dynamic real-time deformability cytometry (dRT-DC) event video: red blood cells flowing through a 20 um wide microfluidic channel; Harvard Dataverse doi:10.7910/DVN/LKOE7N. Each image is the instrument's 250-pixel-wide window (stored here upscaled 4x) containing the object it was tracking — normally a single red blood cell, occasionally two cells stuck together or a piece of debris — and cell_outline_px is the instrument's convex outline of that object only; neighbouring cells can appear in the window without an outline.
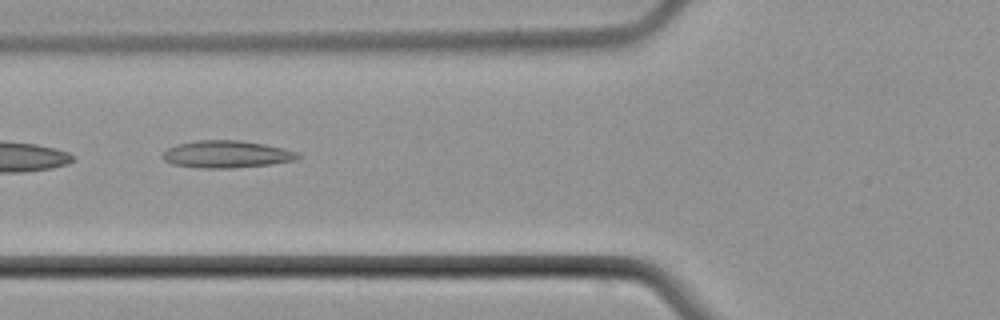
{"species": "common noctule bat (a hibernating species)", "species_latin": "Nyctalus noctula", "temperature_condition": "cold", "stored_images_in_passage": 3, "camera_frame_rate_fps": 3000, "um_per_image_px": 0.085, "animal": {"sex": "male", "body_mass_g": 21.5, "forearm_length_mm": 52.0}, "frame": {"image": 1, "passage_image": 2, "time_ms": 1.0, "image_size_px": [1000, 320], "cell_outline_px": [[300, 156], [296, 160], [268, 164], [232, 168], [200, 168], [172, 164], [164, 160], [160, 156], [168, 148], [176, 144], [196, 140], [240, 140], [264, 144], [284, 148], [296, 152]], "centroid_in_image_um": [19.21, 13.1], "position_along_channel_um": 106.6, "area_um2": 21.44}}
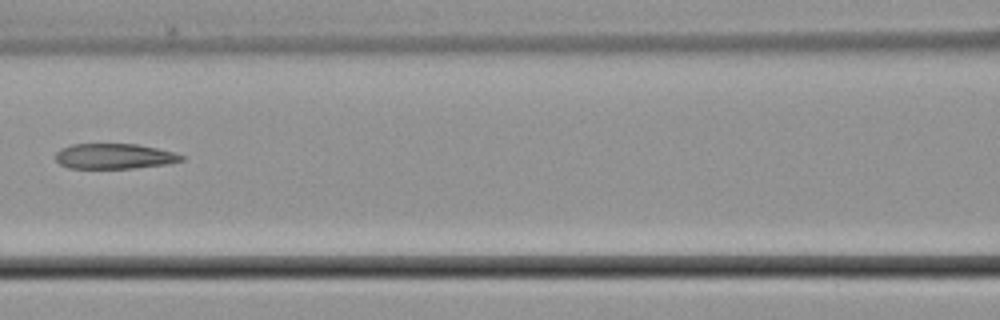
{"frame": {"image": 2, "passage_image": 3, "time_ms": 2.333, "image_size_px": [1000, 320], "cell_outline_px": [[184, 160], [168, 164], [132, 168], [68, 168], [60, 164], [56, 160], [56, 152], [60, 148], [72, 144], [136, 144], [156, 148], [172, 152], [184, 156]], "centroid_in_image_um": [9.69, 13.28], "position_along_channel_um": 156.9, "area_um2": 18.5}}